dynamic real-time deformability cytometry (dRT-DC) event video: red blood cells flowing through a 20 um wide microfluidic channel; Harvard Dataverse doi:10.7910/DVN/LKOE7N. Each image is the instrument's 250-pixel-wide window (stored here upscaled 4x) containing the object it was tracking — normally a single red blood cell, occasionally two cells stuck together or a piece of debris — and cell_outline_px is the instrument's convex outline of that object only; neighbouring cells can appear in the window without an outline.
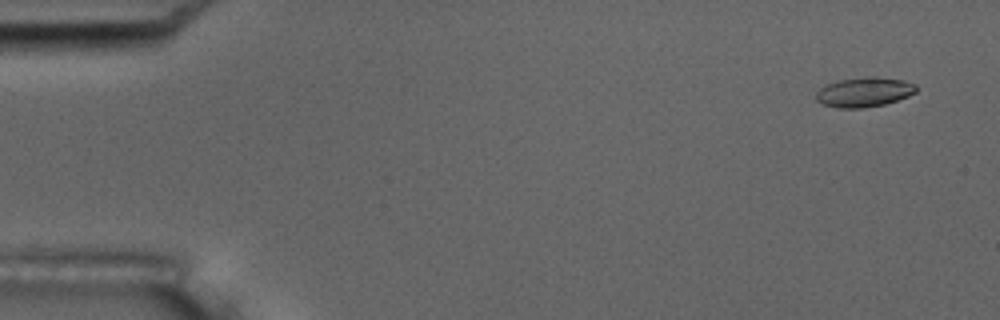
{"species": "common noctule bat (a hibernating species)", "species_latin": "Nyctalus noctula", "temperature_condition": "room temperature", "stored_images_in_passage": 6, "camera_frame_rate_fps": 3000, "um_per_image_px": 0.085, "animal": {"sex": "male", "body_mass_g": 17.5, "forearm_length_mm": 52.3}, "frame": {"image": 1, "passage_image": 2, "time_ms": 1.0, "image_size_px": [1000, 320], "cell_outline_px": [[916, 92], [908, 96], [884, 104], [864, 108], [836, 108], [820, 104], [816, 100], [816, 92], [820, 88], [828, 84], [840, 80], [876, 76], [904, 80], [916, 84]], "centroid_in_image_um": [73.44, 7.84], "position_along_channel_um": 11.6, "area_um2": 17.28}}
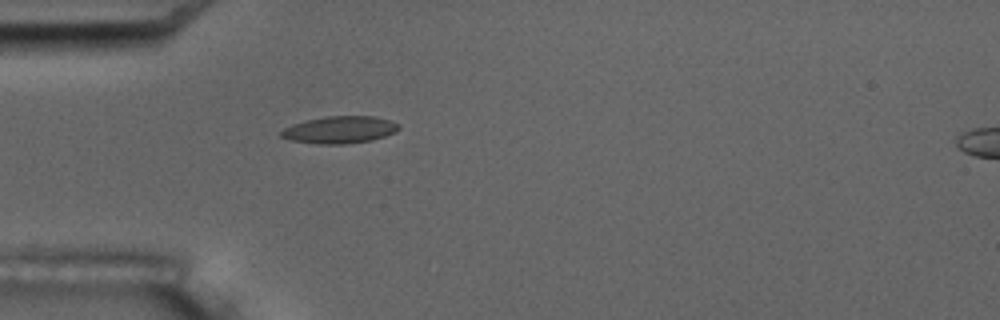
{"frame": {"image": 2, "passage_image": 6, "time_ms": 5.667, "image_size_px": [1000, 320], "cell_outline_px": [[400, 128], [396, 132], [372, 140], [344, 144], [316, 144], [288, 140], [280, 136], [280, 132], [284, 128], [292, 124], [308, 120], [328, 116], [376, 116], [388, 120], [396, 124]], "centroid_in_image_um": [28.84, 11.04], "position_along_channel_um": 56.2, "area_um2": 18.55}}